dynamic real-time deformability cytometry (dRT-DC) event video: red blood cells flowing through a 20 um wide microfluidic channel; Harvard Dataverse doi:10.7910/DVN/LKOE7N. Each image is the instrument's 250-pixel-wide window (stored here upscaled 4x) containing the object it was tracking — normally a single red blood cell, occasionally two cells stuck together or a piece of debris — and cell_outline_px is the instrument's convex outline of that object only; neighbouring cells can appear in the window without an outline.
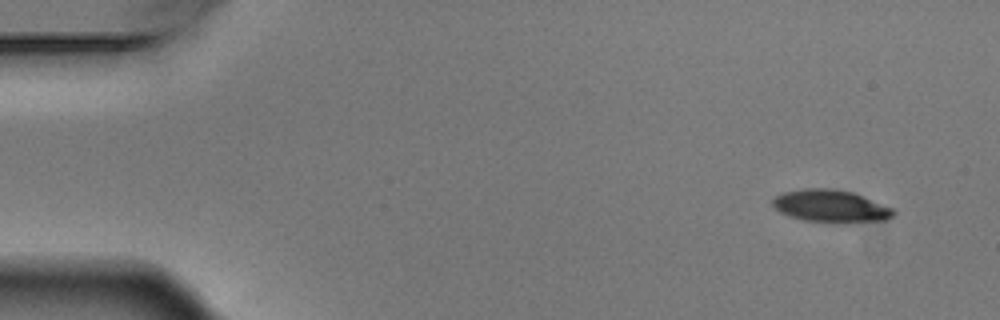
{"species": "Egyptian fruit bat (a non-hibernating species)", "species_latin": "Rousettus aegyptiacus", "temperature_condition": "warm", "stored_images_in_passage": 5, "segment_of_instrument_passage": [1, 2], "camera_frame_rate_fps": 3000, "um_per_image_px": 0.085, "animal": {"sex": "male"}, "frame": {"image": 1, "passage_image": 1, "time_ms": 0.0, "image_size_px": [1000, 320], "cell_outline_px": [[896, 212], [888, 220], [804, 220], [780, 212], [772, 204], [772, 200], [776, 196], [784, 192], [804, 188], [832, 188], [852, 192], [892, 208]], "centroid_in_image_um": [70.57, 17.46], "position_along_channel_um": 14.4, "area_um2": 21.73}}